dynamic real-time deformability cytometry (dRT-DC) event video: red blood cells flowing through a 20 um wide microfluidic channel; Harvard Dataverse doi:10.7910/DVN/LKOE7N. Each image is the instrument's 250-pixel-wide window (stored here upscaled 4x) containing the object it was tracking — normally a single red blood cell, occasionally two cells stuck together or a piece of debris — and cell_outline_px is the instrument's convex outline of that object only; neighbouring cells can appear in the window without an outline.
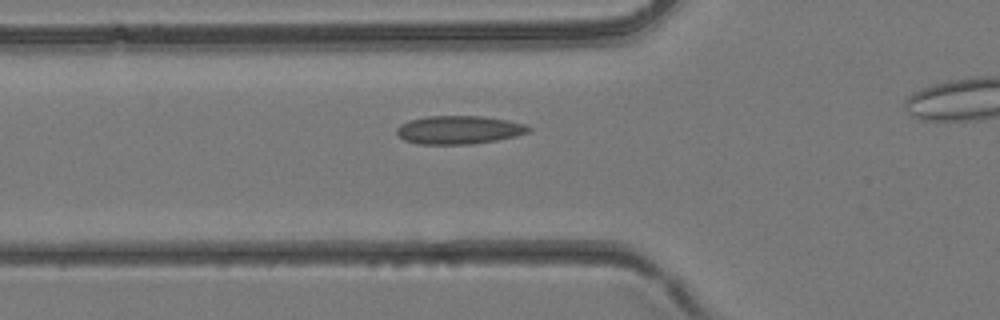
{"species": "common noctule bat (a hibernating species)", "species_latin": "Nyctalus noctula", "temperature_condition": "room temperature", "stored_images_in_passage": 7, "camera_frame_rate_fps": 3000, "um_per_image_px": 0.085, "animal": {"sex": "female", "body_mass_g": 24.6, "forearm_length_mm": 56.2}, "frame": {"image": 1, "passage_image": 6, "time_ms": 1.667, "image_size_px": [1000, 320], "cell_outline_px": [[532, 128], [528, 132], [516, 136], [496, 140], [472, 144], [416, 144], [404, 140], [396, 132], [396, 128], [400, 124], [408, 120], [428, 116], [484, 116], [508, 120], [524, 124]], "centroid_in_image_um": [38.99, 11.03], "position_along_channel_um": 86.8, "area_um2": 21.85}}